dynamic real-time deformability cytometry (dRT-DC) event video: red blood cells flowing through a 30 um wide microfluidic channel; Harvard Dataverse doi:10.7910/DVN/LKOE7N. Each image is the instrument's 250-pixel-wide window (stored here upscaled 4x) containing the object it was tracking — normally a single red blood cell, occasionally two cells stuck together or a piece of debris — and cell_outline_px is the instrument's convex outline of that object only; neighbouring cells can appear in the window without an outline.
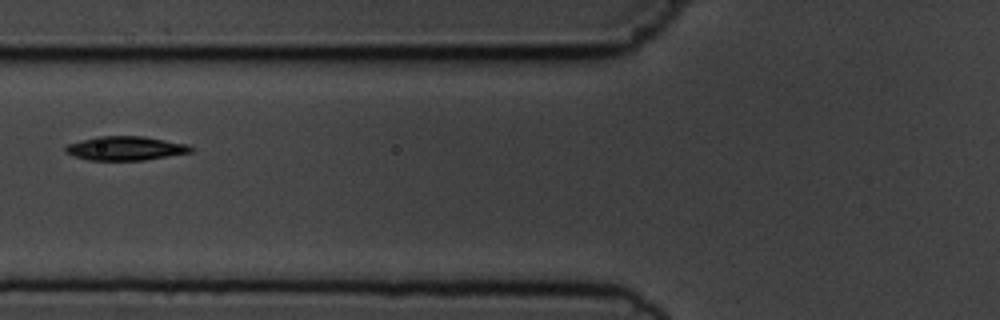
{"species": "common noctule bat (a hibernating species)", "species_latin": "Nyctalus noctula", "temperature_condition": "cold", "stored_images_in_passage": 9, "camera_frame_rate_fps": 3000, "um_per_image_px": 0.085, "animal": {"sex": "male", "body_mass_g": 19.5, "forearm_length_mm": 54.6}, "frame": {"image": 1, "passage_image": 6, "time_ms": 6.667, "image_size_px": [1000, 320], "cell_outline_px": [[196, 148], [192, 152], [144, 160], [88, 160], [64, 152], [64, 148], [68, 144], [96, 136], [144, 136], [188, 144]], "centroid_in_image_um": [10.7, 12.6], "position_along_channel_um": 115.1, "area_um2": 17.57}}
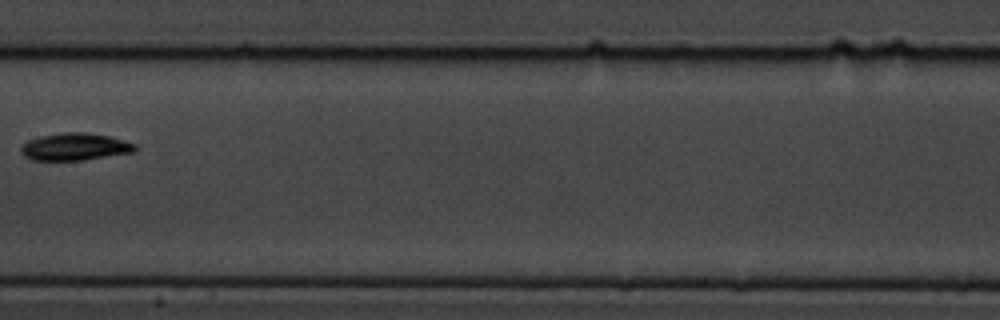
{"frame": {"image": 2, "passage_image": 8, "time_ms": 9.0, "image_size_px": [1000, 320], "cell_outline_px": [[136, 148], [132, 152], [84, 160], [32, 160], [24, 156], [20, 152], [20, 144], [28, 140], [40, 136], [64, 132], [84, 132], [108, 136], [136, 144]], "centroid_in_image_um": [6.3, 12.47], "position_along_channel_um": 201.1, "area_um2": 18.09}}
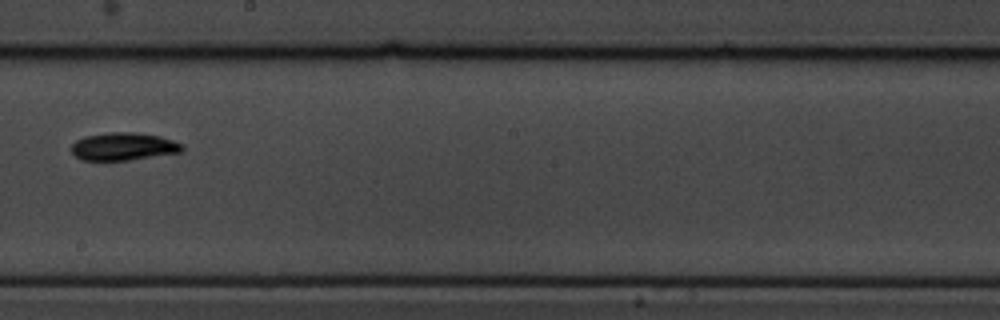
{"frame": {"image": 3, "passage_image": 9, "time_ms": 10.0, "image_size_px": [1000, 320], "cell_outline_px": [[184, 152], [128, 160], [84, 160], [76, 156], [72, 152], [72, 144], [76, 140], [84, 136], [108, 132], [136, 132], [160, 136], [184, 144]], "centroid_in_image_um": [10.54, 12.44], "position_along_channel_um": 237.7, "area_um2": 18.03}}